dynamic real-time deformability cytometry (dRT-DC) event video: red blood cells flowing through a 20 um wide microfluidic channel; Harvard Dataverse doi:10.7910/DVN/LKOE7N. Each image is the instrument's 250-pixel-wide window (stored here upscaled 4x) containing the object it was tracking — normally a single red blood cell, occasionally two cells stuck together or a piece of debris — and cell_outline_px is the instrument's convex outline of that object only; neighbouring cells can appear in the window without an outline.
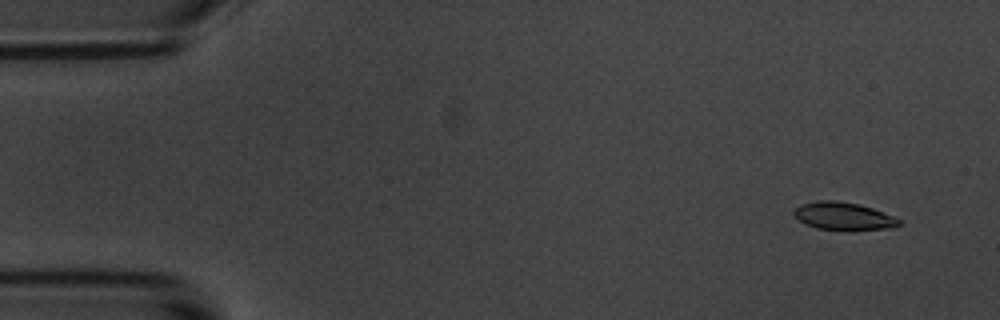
{"species": "common noctule bat (a hibernating species)", "species_latin": "Nyctalus noctula", "temperature_condition": "room temperature", "stored_images_in_passage": 56, "camera_frame_rate_fps": 3000, "um_per_image_px": 0.085, "animal": {"sex": "male", "body_mass_g": 20.1, "forearm_length_mm": 53.5}, "frame": {"image": 1, "passage_image": 4, "time_ms": 1.0, "image_size_px": [1000, 320], "cell_outline_px": [[900, 224], [888, 228], [852, 232], [840, 232], [816, 228], [804, 224], [792, 212], [800, 204], [816, 200], [836, 200], [860, 204], [896, 216], [900, 220]], "centroid_in_image_um": [71.7, 18.4], "position_along_channel_um": 13.3, "area_um2": 17.69}}
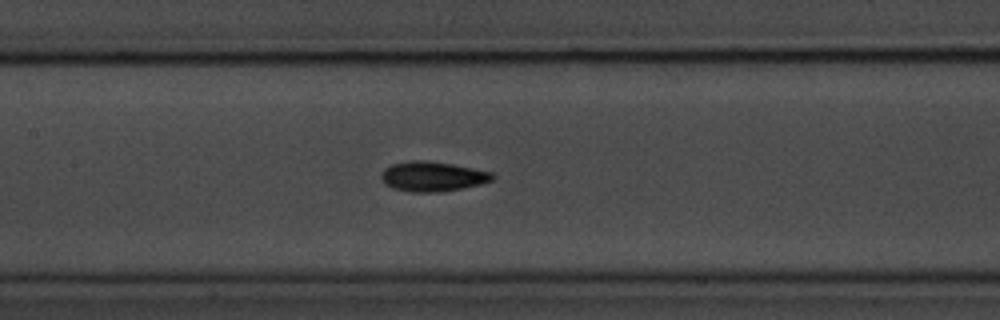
{"frame": {"image": 2, "passage_image": 26, "time_ms": 8.333, "image_size_px": [1000, 320], "cell_outline_px": [[496, 176], [492, 180], [480, 184], [444, 192], [412, 192], [392, 188], [384, 184], [380, 176], [380, 172], [384, 168], [392, 164], [408, 160], [428, 160], [452, 164], [492, 172]], "centroid_in_image_um": [36.73, 14.99], "position_along_channel_um": 170.7, "area_um2": 19.59}}
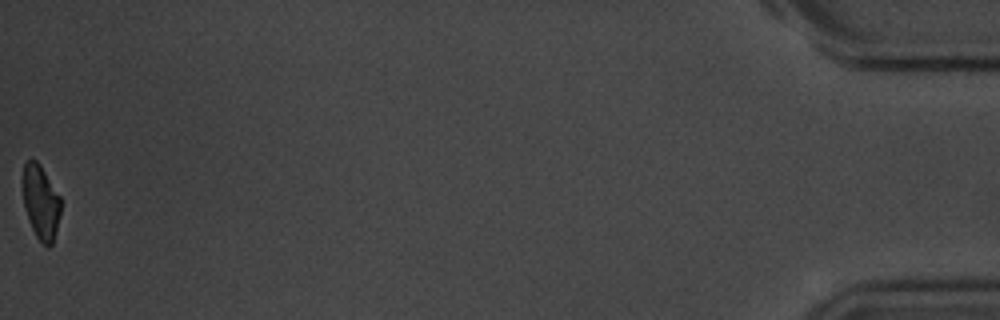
{"frame": {"image": 3, "passage_image": 56, "time_ms": 18.333, "image_size_px": [1000, 320], "cell_outline_px": [[60, 212], [56, 232], [52, 244], [48, 248], [36, 236], [28, 220], [24, 204], [20, 180], [24, 164], [28, 160], [36, 160], [40, 164], [60, 196]], "centroid_in_image_um": [3.43, 17.15], "position_along_channel_um": 431.8, "area_um2": 16.65}, "authors_computed_cell_mechanics": {"area_um2": 18.0336, "velocity_mm_per_s": 3.6109, "shape_relaxation_time_tau1_ms": 3.0738, "shape_relaxation_time_tau2_ms": 4.7539, "deformation_change_tau1": 0.1192, "deformation_change_tau2": 0.0962}}